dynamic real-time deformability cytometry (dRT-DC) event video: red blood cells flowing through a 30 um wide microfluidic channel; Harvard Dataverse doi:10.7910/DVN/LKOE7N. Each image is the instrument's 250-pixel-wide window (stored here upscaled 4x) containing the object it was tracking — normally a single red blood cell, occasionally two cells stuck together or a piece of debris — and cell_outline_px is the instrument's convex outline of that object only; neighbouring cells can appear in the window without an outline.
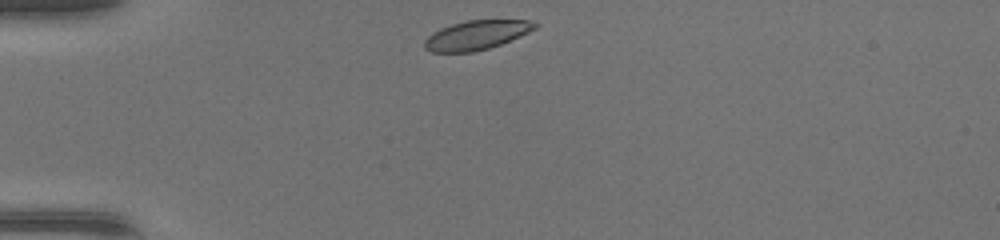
{"species": "common noctule bat (a hibernating species)", "species_latin": "Nyctalus noctula", "temperature_condition": "warm", "stored_images_in_passage": 36, "camera_frame_rate_fps": 3000, "um_per_image_px": 0.085, "animal": {"sex": "female", "body_mass_g": 17.0, "forearm_length_mm": 48.0}, "frame": {"image": 1, "passage_image": 1, "time_ms": 0.0, "image_size_px": [1000, 240], "cell_outline_px": [[536, 28], [528, 32], [500, 44], [488, 48], [472, 52], [432, 52], [424, 48], [424, 40], [432, 32], [440, 28], [452, 24], [468, 20], [528, 20], [536, 24]], "centroid_in_image_um": [40.44, 2.98], "position_along_channel_um": 44.6, "area_um2": 18.55}}
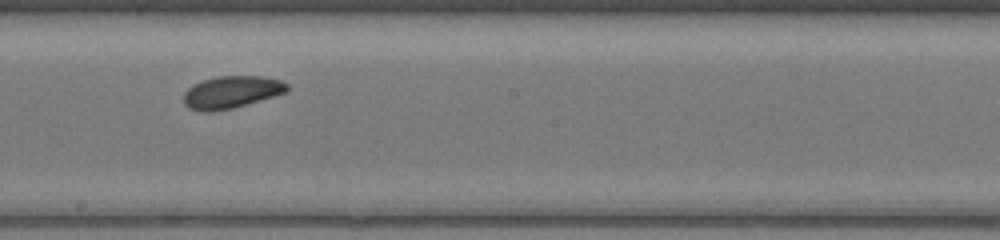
{"frame": {"image": 2, "passage_image": 16, "time_ms": 5.0, "image_size_px": [1000, 240], "cell_outline_px": [[288, 92], [276, 96], [232, 108], [212, 112], [200, 112], [188, 108], [184, 104], [184, 92], [188, 88], [204, 80], [216, 76], [260, 76], [280, 80], [288, 84]], "centroid_in_image_um": [19.68, 7.84], "position_along_channel_um": 228.5, "area_um2": 19.54}}
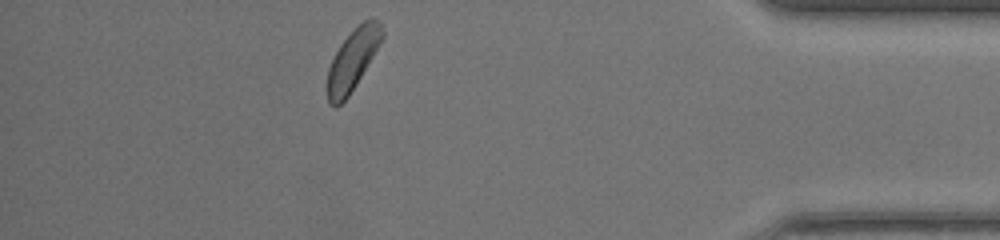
{"frame": {"image": 3, "passage_image": 31, "time_ms": 10.0, "image_size_px": [1000, 240], "cell_outline_px": [[384, 36], [356, 84], [348, 96], [340, 104], [328, 104], [328, 68], [340, 44], [364, 20], [372, 16], [380, 20], [384, 32]], "centroid_in_image_um": [30.01, 5.02], "position_along_channel_um": 405.2, "area_um2": 18.9}, "authors_computed_cell_mechanics": {"area_um2": 19.5364, "velocity_mm_per_s": 4.345, "shape_relaxation_time_tau1_ms": 1.9754, "shape_relaxation_time_tau2_ms": null, "deformation_change_tau1": 0.0706, "deformation_change_tau2": null}}